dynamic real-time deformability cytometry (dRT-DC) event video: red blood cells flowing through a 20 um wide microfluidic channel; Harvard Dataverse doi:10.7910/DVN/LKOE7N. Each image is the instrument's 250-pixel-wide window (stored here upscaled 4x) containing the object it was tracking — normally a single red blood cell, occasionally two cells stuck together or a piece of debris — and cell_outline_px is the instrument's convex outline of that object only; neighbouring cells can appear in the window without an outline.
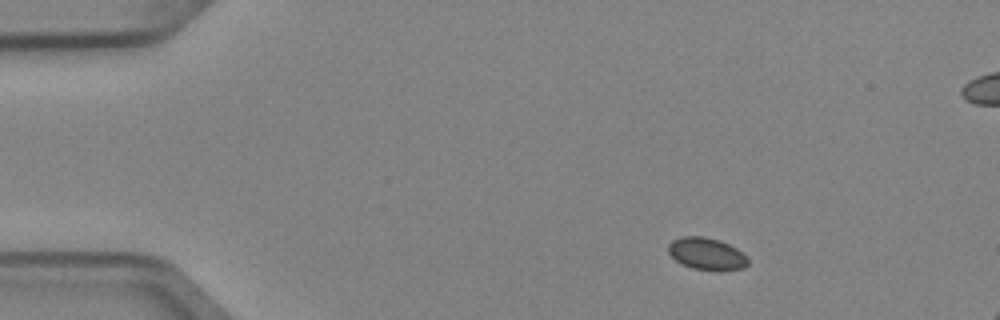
{"species": "Egyptian fruit bat (a non-hibernating species)", "species_latin": "Rousettus aegyptiacus", "temperature_condition": "cold", "stored_images_in_passage": 4, "segment_of_instrument_passage": [1, 2], "camera_frame_rate_fps": 3000, "um_per_image_px": 0.085, "animal": {"sex": "female"}, "frame": {"image": 1, "passage_image": 1, "time_ms": 0.0, "image_size_px": [1000, 320], "cell_outline_px": [[748, 264], [744, 268], [692, 268], [676, 260], [668, 252], [668, 244], [672, 240], [684, 236], [704, 236], [720, 240], [736, 248], [748, 256]], "centroid_in_image_um": [60.05, 21.51], "position_along_channel_um": 24.9, "area_um2": 14.39}}